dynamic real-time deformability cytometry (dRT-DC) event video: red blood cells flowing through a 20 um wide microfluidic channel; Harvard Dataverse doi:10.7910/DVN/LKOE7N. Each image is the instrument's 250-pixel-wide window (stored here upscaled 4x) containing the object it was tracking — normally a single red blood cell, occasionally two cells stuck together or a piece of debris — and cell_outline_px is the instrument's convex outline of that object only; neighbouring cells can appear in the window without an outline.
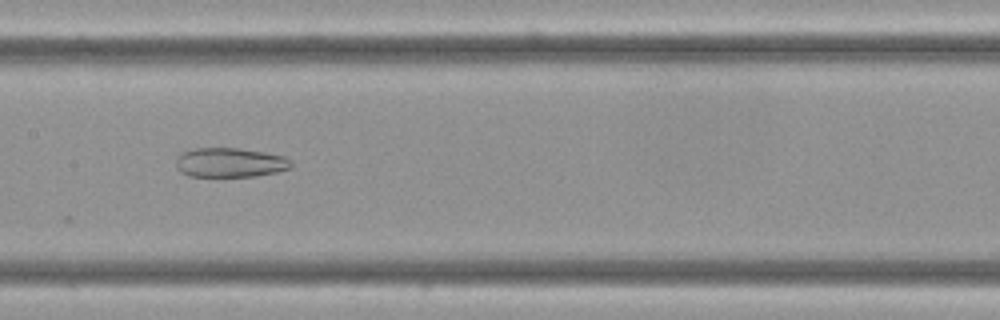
{"species": "Egyptian fruit bat (a non-hibernating species)", "species_latin": "Rousettus aegyptiacus", "temperature_condition": "cold", "stored_images_in_passage": 8, "camera_frame_rate_fps": 3000, "um_per_image_px": 0.085, "frame": {"image": 1, "passage_image": 7, "time_ms": 2.0, "image_size_px": [1000, 320], "cell_outline_px": [[292, 168], [276, 172], [256, 176], [188, 176], [180, 172], [176, 168], [176, 156], [184, 152], [196, 148], [240, 148], [264, 152], [284, 156], [292, 160]], "centroid_in_image_um": [19.56, 13.81], "position_along_channel_um": 187.8, "area_um2": 19.88}}
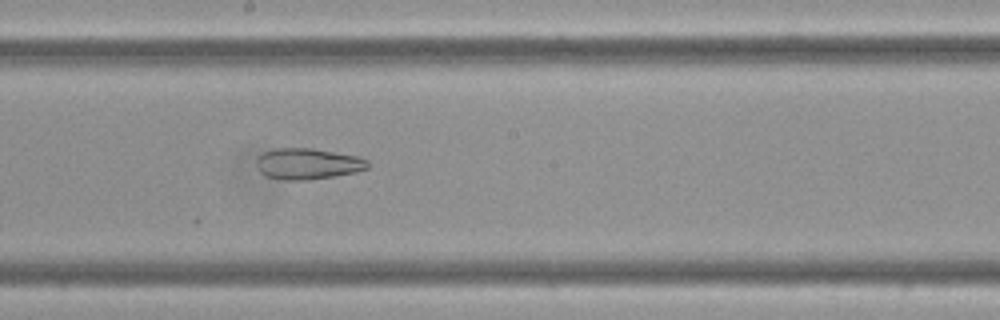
{"frame": {"image": 2, "passage_image": 8, "time_ms": 2.333, "image_size_px": [1000, 320], "cell_outline_px": [[368, 168], [356, 172], [336, 176], [308, 180], [284, 180], [268, 176], [260, 172], [256, 160], [264, 152], [276, 148], [312, 148], [360, 156], [368, 160]], "centroid_in_image_um": [26.2, 13.92], "position_along_channel_um": 222.0, "area_um2": 20.17}}